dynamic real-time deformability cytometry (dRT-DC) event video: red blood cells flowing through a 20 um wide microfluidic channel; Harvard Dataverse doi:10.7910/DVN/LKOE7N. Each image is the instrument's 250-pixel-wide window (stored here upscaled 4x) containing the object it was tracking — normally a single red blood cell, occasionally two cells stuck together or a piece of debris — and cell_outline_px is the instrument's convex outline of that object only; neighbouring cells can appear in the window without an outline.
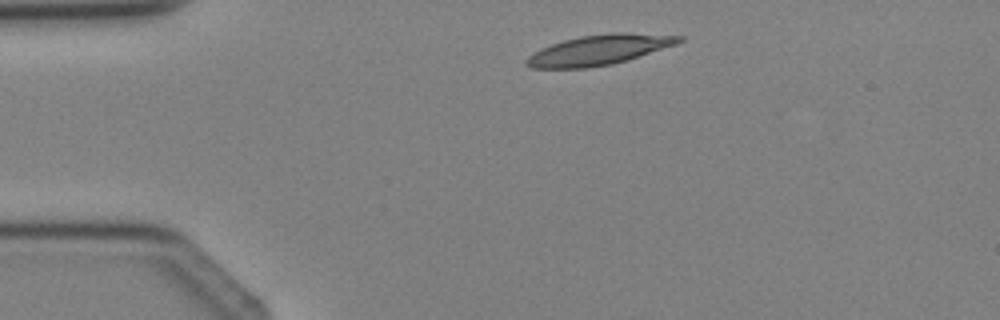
{"species": "Egyptian fruit bat (a non-hibernating species)", "species_latin": "Rousettus aegyptiacus", "temperature_condition": "cold", "stored_images_in_passage": 3, "camera_frame_rate_fps": 3000, "um_per_image_px": 0.085, "animal": {"sex": "female"}, "frame": {"image": 1, "passage_image": 1, "time_ms": 0.0, "image_size_px": [1000, 320], "cell_outline_px": [[684, 40], [676, 44], [628, 60], [612, 64], [588, 68], [528, 68], [524, 64], [524, 60], [528, 56], [540, 48], [564, 40], [580, 36], [612, 32], [628, 32], [684, 36]], "centroid_in_image_um": [50.9, 4.24], "position_along_channel_um": 34.1, "area_um2": 26.93}}
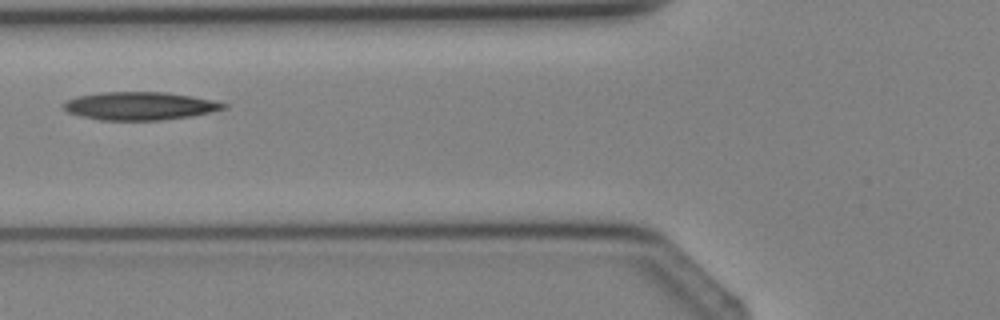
{"frame": {"image": 2, "passage_image": 3, "time_ms": 2.333, "image_size_px": [1000, 320], "cell_outline_px": [[228, 108], [212, 112], [192, 116], [160, 120], [104, 120], [80, 116], [68, 112], [64, 108], [64, 104], [68, 100], [76, 96], [100, 92], [168, 92], [192, 96], [212, 100], [228, 104]], "centroid_in_image_um": [11.93, 9.0], "position_along_channel_um": 113.9, "area_um2": 26.18}}